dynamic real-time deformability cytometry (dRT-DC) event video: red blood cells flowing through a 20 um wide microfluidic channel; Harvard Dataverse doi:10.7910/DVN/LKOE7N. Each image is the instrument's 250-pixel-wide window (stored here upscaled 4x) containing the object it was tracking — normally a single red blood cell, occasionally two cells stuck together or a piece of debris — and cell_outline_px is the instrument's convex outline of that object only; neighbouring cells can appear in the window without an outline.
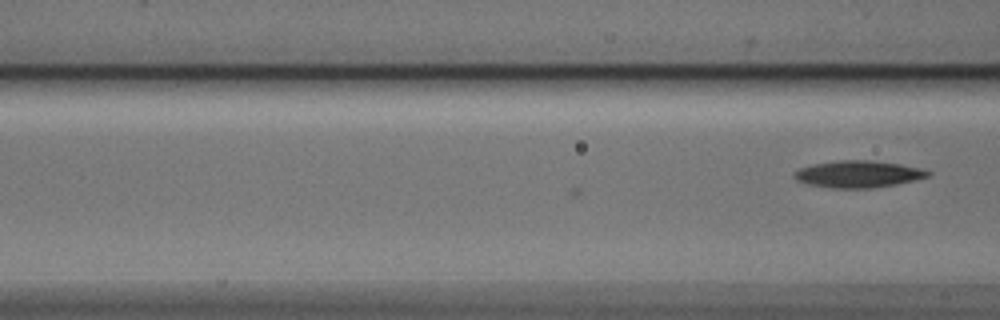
{"species": "Egyptian fruit bat (a non-hibernating species)", "species_latin": "Rousettus aegyptiacus", "temperature_condition": "cold", "stored_images_in_passage": 14, "camera_frame_rate_fps": 3000, "um_per_image_px": 0.085, "animal": {"sex": "male"}, "frame": {"image": 1, "passage_image": 14, "time_ms": 4.333, "image_size_px": [1000, 320], "cell_outline_px": [[932, 172], [928, 176], [896, 184], [872, 188], [828, 188], [808, 184], [796, 180], [792, 176], [792, 172], [800, 168], [812, 164], [840, 160], [868, 160], [900, 164], [920, 168]], "centroid_in_image_um": [72.88, 14.8], "position_along_channel_um": 93.7, "area_um2": 20.92}}